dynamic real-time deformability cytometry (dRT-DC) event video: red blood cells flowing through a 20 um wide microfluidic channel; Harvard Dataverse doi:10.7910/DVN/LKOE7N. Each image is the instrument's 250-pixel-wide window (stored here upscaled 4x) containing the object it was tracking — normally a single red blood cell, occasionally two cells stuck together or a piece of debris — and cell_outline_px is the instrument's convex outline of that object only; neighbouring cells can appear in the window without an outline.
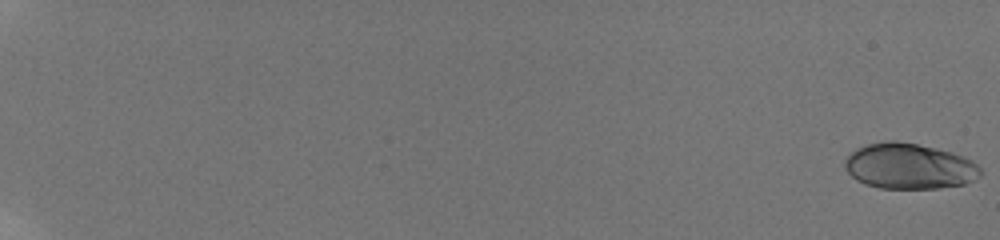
{"species": "human", "species_latin": "Homo sapiens", "temperature_condition": "room temperature", "stored_images_in_passage": 11, "camera_frame_rate_fps": 3000, "um_per_image_px": 0.085, "donor": {"sex": "male"}, "frame": {"image": 1, "passage_image": 1, "time_ms": 0.0, "image_size_px": [1000, 240], "cell_outline_px": [[980, 176], [964, 184], [936, 188], [880, 188], [864, 184], [856, 180], [844, 168], [844, 160], [852, 152], [868, 144], [892, 140], [916, 144], [952, 152], [964, 156], [972, 160], [980, 168]], "centroid_in_image_um": [77.28, 14.14], "position_along_channel_um": 7.7, "area_um2": 35.78}}
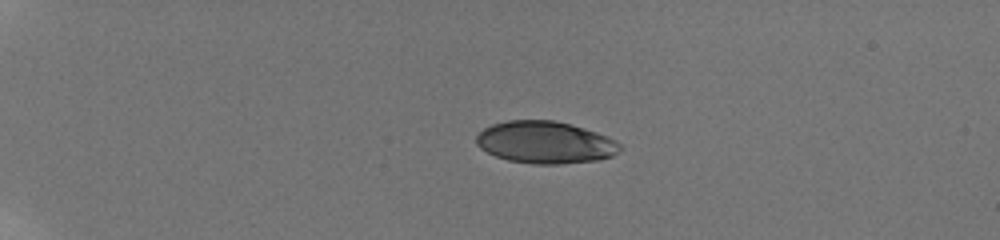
{"frame": {"image": 2, "passage_image": 7, "time_ms": 5.333, "image_size_px": [1000, 240], "cell_outline_px": [[624, 148], [620, 152], [612, 156], [600, 160], [560, 164], [532, 164], [508, 160], [496, 156], [480, 148], [476, 144], [476, 136], [484, 128], [492, 124], [508, 120], [552, 120], [568, 124], [596, 132], [608, 136], [616, 140]], "centroid_in_image_um": [46.37, 12.11], "position_along_channel_um": 38.6, "area_um2": 35.43}}
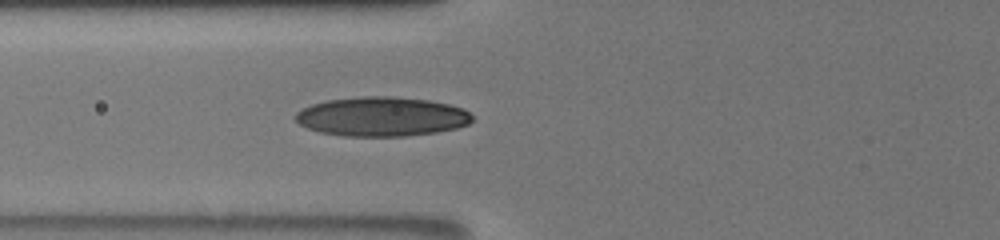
{"frame": {"image": 3, "passage_image": 11, "time_ms": 9.0, "image_size_px": [1000, 240], "cell_outline_px": [[472, 120], [468, 124], [456, 128], [436, 132], [404, 136], [344, 136], [320, 132], [308, 128], [300, 124], [296, 120], [296, 112], [312, 104], [328, 100], [364, 96], [388, 96], [428, 100], [448, 104], [464, 108], [472, 116]], "centroid_in_image_um": [32.46, 9.91], "position_along_channel_um": 93.3, "area_um2": 40.29}}